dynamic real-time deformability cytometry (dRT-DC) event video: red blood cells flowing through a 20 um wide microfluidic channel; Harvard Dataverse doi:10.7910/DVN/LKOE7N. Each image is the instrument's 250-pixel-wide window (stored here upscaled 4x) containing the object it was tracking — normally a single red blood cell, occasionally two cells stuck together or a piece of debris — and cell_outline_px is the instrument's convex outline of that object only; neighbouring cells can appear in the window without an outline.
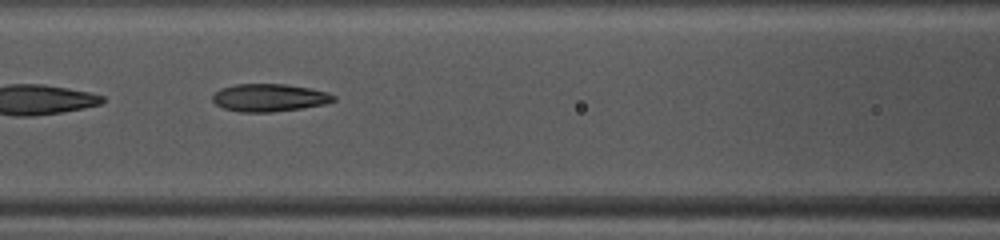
{"species": "common noctule bat (a hibernating species)", "species_latin": "Nyctalus noctula", "temperature_condition": "warm", "stored_images_in_passage": 41, "camera_frame_rate_fps": 3000, "um_per_image_px": 0.085, "animal": {"sex": "female", "body_mass_g": 10.0, "forearm_length_mm": 53.1}, "frame": {"image": 1, "passage_image": 18, "time_ms": 5.667, "image_size_px": [1000, 240], "cell_outline_px": [[336, 100], [324, 104], [300, 108], [272, 112], [240, 112], [224, 108], [216, 104], [212, 100], [212, 96], [220, 88], [236, 84], [284, 84], [312, 88], [328, 92], [336, 96]], "centroid_in_image_um": [22.9, 8.29], "position_along_channel_um": 143.7, "area_um2": 19.54}}
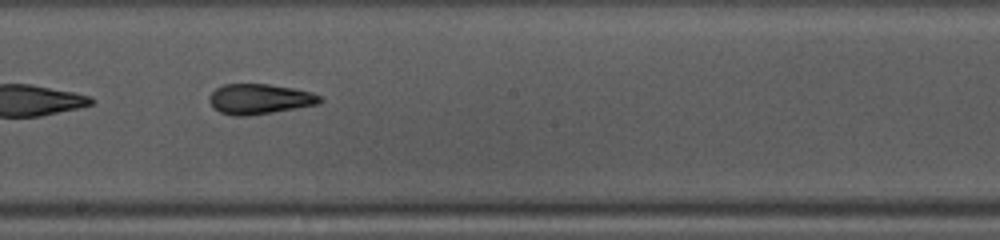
{"frame": {"image": 2, "passage_image": 24, "time_ms": 7.667, "image_size_px": [1000, 240], "cell_outline_px": [[324, 100], [320, 104], [248, 116], [232, 116], [220, 112], [212, 108], [208, 100], [208, 96], [216, 88], [224, 84], [268, 84], [292, 88], [312, 92], [320, 96]], "centroid_in_image_um": [22.04, 8.42], "position_along_channel_um": 226.2, "area_um2": 19.65}}
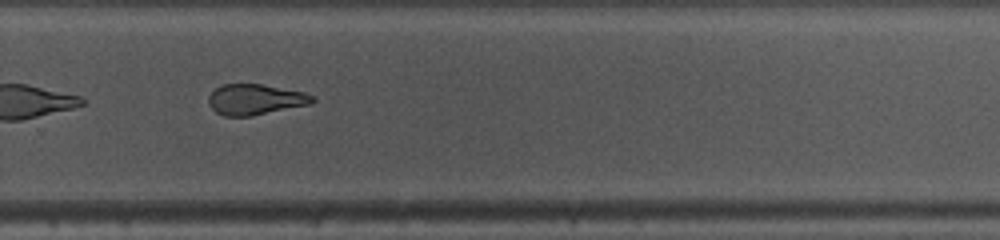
{"frame": {"image": 3, "passage_image": 30, "time_ms": 9.667, "image_size_px": [1000, 240], "cell_outline_px": [[316, 100], [312, 104], [252, 116], [224, 116], [216, 112], [208, 104], [208, 96], [220, 84], [260, 84], [304, 92], [312, 96]], "centroid_in_image_um": [21.69, 8.46], "position_along_channel_um": 308.1, "area_um2": 18.61}, "authors_computed_cell_mechanics": {"area_um2": 19.7676, "velocity_mm_per_s": 4.1188, "shape_relaxation_time_tau1_ms": 5.7395, "shape_relaxation_time_tau2_ms": 1.9563, "deformation_change_tau1": 0.1825, "deformation_change_tau2": 0.1054}}